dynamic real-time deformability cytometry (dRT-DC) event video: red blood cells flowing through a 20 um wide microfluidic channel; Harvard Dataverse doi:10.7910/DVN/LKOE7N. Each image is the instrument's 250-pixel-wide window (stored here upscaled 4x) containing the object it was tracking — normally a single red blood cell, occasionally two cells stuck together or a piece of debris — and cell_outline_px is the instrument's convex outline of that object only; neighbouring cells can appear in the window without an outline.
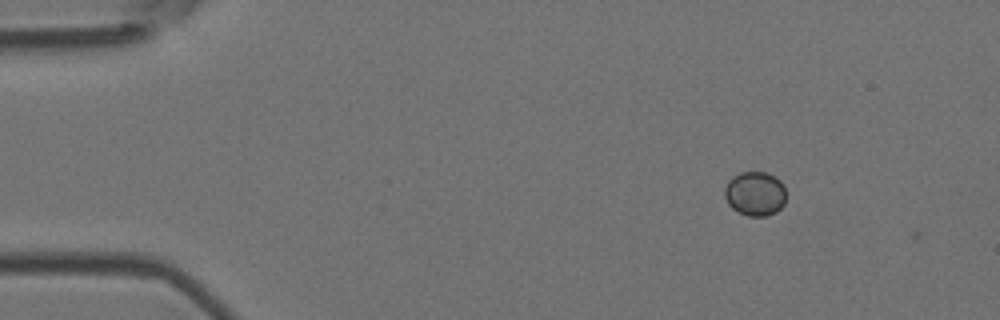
{"species": "Egyptian fruit bat (a non-hibernating species)", "species_latin": "Rousettus aegyptiacus", "temperature_condition": "room temperature", "stored_images_in_passage": 48, "camera_frame_rate_fps": 3000, "um_per_image_px": 0.085, "animal": {"sex": "female"}, "frame": {"image": 1, "passage_image": 1, "time_ms": 0.0, "image_size_px": [1000, 320], "cell_outline_px": [[784, 204], [776, 212], [768, 216], [748, 216], [732, 208], [728, 204], [724, 196], [724, 188], [728, 180], [732, 176], [740, 172], [764, 172], [780, 180], [784, 188]], "centroid_in_image_um": [64.14, 16.46], "position_along_channel_um": 20.9, "area_um2": 15.84}}
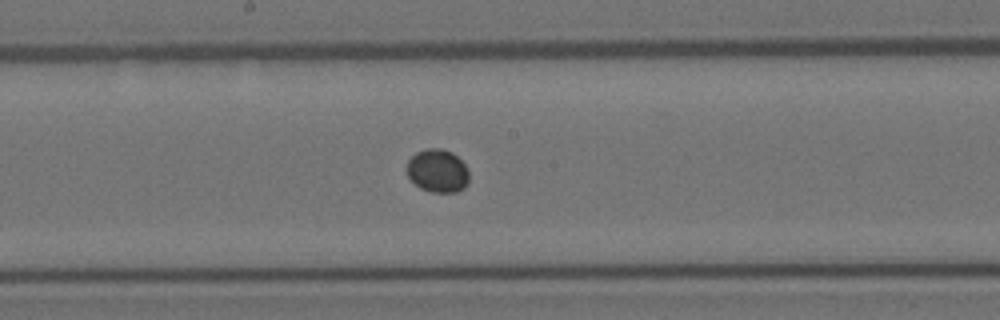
{"frame": {"image": 2, "passage_image": 23, "time_ms": 7.333, "image_size_px": [1000, 320], "cell_outline_px": [[468, 184], [464, 188], [456, 192], [432, 192], [420, 188], [408, 176], [408, 160], [416, 152], [424, 148], [440, 148], [452, 152], [468, 168]], "centroid_in_image_um": [37.21, 14.51], "position_along_channel_um": 211.0, "area_um2": 15.61}}
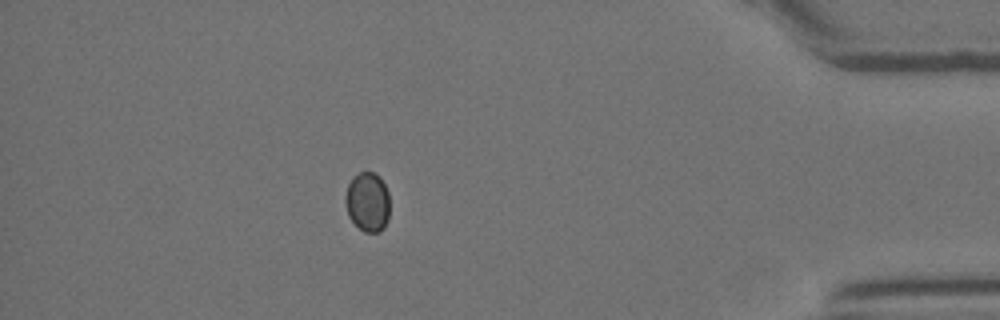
{"frame": {"image": 3, "passage_image": 42, "time_ms": 13.667, "image_size_px": [1000, 320], "cell_outline_px": [[388, 220], [384, 228], [380, 232], [364, 232], [348, 216], [344, 200], [344, 196], [348, 184], [352, 176], [360, 172], [372, 172], [380, 176], [388, 192]], "centroid_in_image_um": [31.23, 17.15], "position_along_channel_um": 404.0, "area_um2": 15.49}}